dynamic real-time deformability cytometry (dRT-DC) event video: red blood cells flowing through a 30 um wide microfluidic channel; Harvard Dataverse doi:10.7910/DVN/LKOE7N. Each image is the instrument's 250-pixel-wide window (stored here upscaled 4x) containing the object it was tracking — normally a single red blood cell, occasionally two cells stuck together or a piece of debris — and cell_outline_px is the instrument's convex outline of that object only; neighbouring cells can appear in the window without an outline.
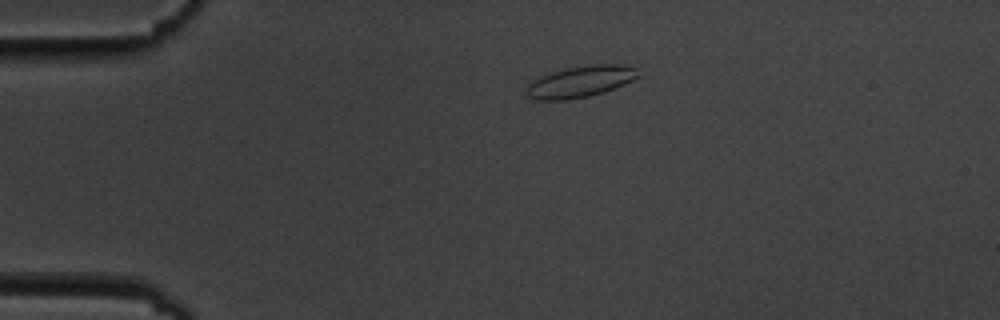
{"species": "common noctule bat (a hibernating species)", "species_latin": "Nyctalus noctula", "temperature_condition": "cold", "stored_images_in_passage": 4, "camera_frame_rate_fps": 3000, "um_per_image_px": 0.085, "animal": {"sex": "male", "body_mass_g": 19.5, "forearm_length_mm": 54.6}, "frame": {"image": 1, "passage_image": 4, "time_ms": 4.333, "image_size_px": [1000, 320], "cell_outline_px": [[640, 76], [624, 84], [604, 92], [588, 96], [568, 100], [536, 100], [528, 96], [528, 84], [532, 80], [540, 76], [552, 72], [568, 68], [592, 64], [624, 64], [636, 68]], "centroid_in_image_um": [49.35, 6.93], "position_along_channel_um": 35.6, "area_um2": 20.35}}